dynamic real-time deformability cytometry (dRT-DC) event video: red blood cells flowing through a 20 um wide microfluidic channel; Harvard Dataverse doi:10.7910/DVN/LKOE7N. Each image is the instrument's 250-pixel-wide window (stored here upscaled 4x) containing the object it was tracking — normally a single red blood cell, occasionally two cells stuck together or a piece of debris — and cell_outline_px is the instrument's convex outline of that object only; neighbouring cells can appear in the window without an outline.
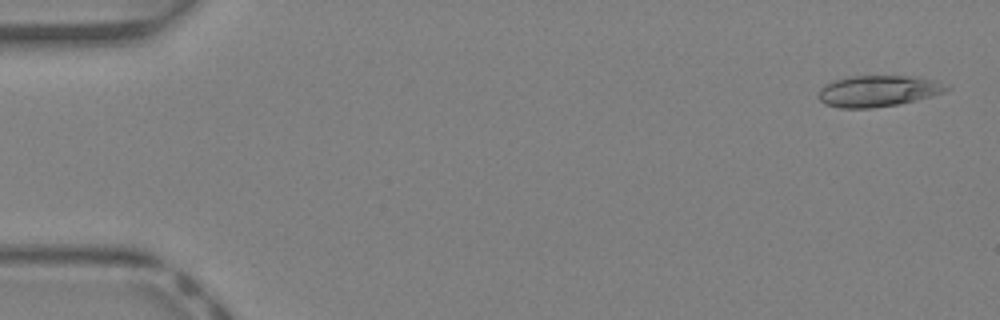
{"species": "Egyptian fruit bat (a non-hibernating species)", "species_latin": "Rousettus aegyptiacus", "temperature_condition": "warm", "stored_images_in_passage": 10, "camera_frame_rate_fps": 3000, "um_per_image_px": 0.085, "animal": {"sex": "female"}, "frame": {"image": 1, "passage_image": 2, "time_ms": 0.333, "image_size_px": [1000, 320], "cell_outline_px": [[952, 88], [944, 92], [900, 104], [872, 108], [840, 108], [824, 104], [820, 100], [820, 88], [824, 84], [832, 80], [848, 76], [912, 76], [936, 80]], "centroid_in_image_um": [74.62, 7.73], "position_along_channel_um": 10.4, "area_um2": 23.35}}